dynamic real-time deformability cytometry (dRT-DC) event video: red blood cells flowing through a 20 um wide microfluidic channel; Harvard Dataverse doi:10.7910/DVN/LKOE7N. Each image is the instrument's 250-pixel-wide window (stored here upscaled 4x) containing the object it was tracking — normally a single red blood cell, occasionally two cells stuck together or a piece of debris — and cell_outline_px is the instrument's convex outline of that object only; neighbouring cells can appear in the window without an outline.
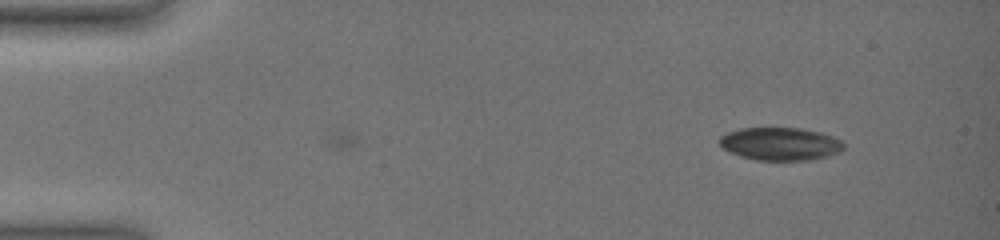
{"species": "common noctule bat (a hibernating species)", "species_latin": "Nyctalus noctula", "temperature_condition": "warm", "stored_images_in_passage": 20, "camera_frame_rate_fps": 3000, "um_per_image_px": 0.085, "animal": {"sex": "female", "body_mass_g": 19.0, "forearm_length_mm": 51.5}, "frame": {"image": 1, "passage_image": 20, "time_ms": 4.0, "image_size_px": [1000, 240], "cell_outline_px": [[844, 148], [840, 152], [828, 156], [808, 160], [756, 160], [740, 156], [728, 152], [720, 144], [720, 136], [728, 132], [740, 128], [800, 128], [820, 132], [832, 136], [840, 140], [844, 144]], "centroid_in_image_um": [66.32, 12.23], "position_along_channel_um": 18.7, "area_um2": 23.81}}